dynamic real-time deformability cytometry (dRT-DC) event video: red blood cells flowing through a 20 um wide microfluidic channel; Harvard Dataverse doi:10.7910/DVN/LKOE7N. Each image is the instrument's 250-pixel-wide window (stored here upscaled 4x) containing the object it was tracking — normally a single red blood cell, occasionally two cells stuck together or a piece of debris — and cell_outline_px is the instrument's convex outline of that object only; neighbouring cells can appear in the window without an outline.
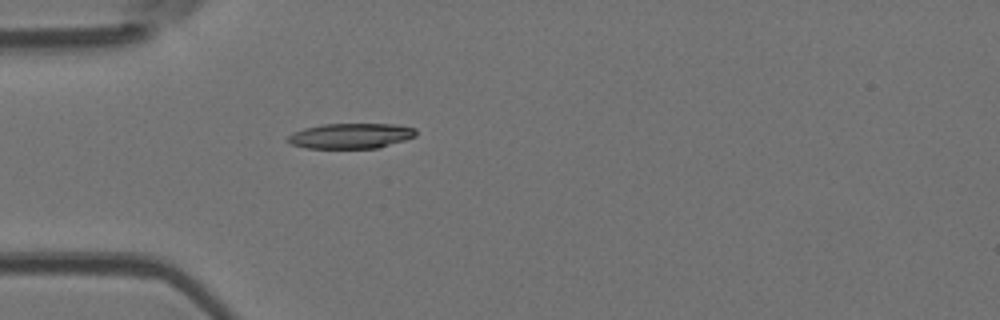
{"species": "Egyptian fruit bat (a non-hibernating species)", "species_latin": "Rousettus aegyptiacus", "temperature_condition": "room temperature", "stored_images_in_passage": 1, "camera_frame_rate_fps": 3000, "um_per_image_px": 0.085, "animal": {"sex": "female"}, "frame": {"image": 1, "passage_image": 1, "time_ms": 0.0, "image_size_px": [1000, 320], "cell_outline_px": [[416, 136], [404, 140], [376, 148], [308, 148], [292, 144], [284, 140], [288, 136], [304, 128], [324, 124], [392, 124], [416, 128]], "centroid_in_image_um": [29.81, 11.55], "position_along_channel_um": 55.2, "area_um2": 18.67}}